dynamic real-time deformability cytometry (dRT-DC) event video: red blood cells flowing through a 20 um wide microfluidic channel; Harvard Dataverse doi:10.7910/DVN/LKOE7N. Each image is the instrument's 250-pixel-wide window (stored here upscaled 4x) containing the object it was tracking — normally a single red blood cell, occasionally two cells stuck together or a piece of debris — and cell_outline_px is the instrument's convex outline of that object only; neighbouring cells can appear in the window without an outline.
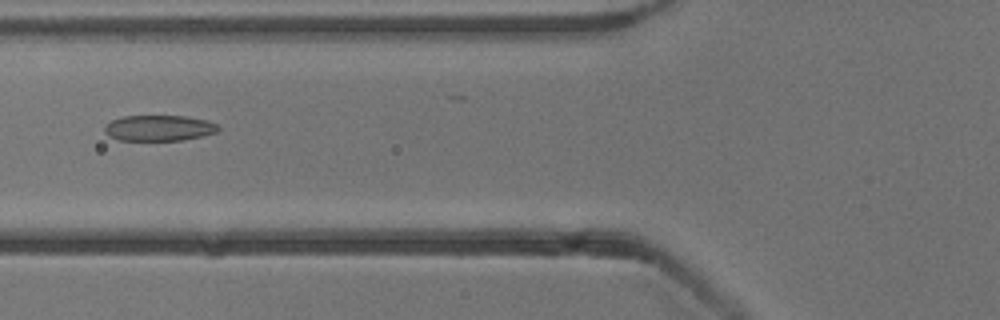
{"species": "common noctule bat (a hibernating species)", "species_latin": "Nyctalus noctula", "temperature_condition": "cold", "stored_images_in_passage": 6, "camera_frame_rate_fps": 3000, "um_per_image_px": 0.085, "animal": {"sex": "male", "body_mass_g": 13.3}, "frame": {"image": 1, "passage_image": 6, "time_ms": 6.667, "image_size_px": [1000, 320], "cell_outline_px": [[220, 128], [216, 132], [204, 136], [184, 140], [120, 140], [108, 136], [104, 132], [104, 124], [120, 116], [188, 116], [208, 120], [216, 124]], "centroid_in_image_um": [13.5, 10.88], "position_along_channel_um": 112.3, "area_um2": 17.28}}